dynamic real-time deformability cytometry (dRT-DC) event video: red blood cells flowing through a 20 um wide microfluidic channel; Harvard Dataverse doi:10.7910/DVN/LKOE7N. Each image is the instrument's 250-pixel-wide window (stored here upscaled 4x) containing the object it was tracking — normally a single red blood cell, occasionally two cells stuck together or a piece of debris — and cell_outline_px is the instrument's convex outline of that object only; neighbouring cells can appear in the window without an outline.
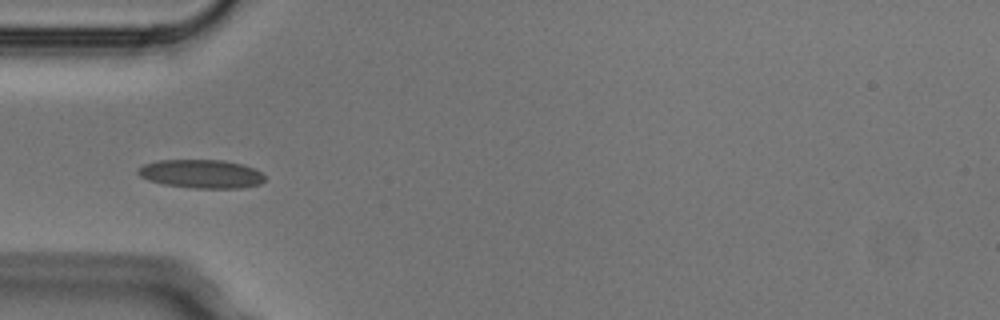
{"species": "Egyptian fruit bat (a non-hibernating species)", "species_latin": "Rousettus aegyptiacus", "temperature_condition": "cold", "stored_images_in_passage": 8, "camera_frame_rate_fps": 3000, "um_per_image_px": 0.085, "animal": {"sex": "male"}, "frame": {"image": 1, "passage_image": 3, "time_ms": 0.667, "image_size_px": [1000, 320], "cell_outline_px": [[264, 180], [260, 184], [240, 188], [192, 188], [164, 184], [148, 180], [140, 176], [136, 172], [136, 168], [144, 164], [156, 160], [224, 160], [240, 164], [252, 168], [260, 172], [264, 176]], "centroid_in_image_um": [17.05, 14.78], "position_along_channel_um": 67.9, "area_um2": 21.1}}
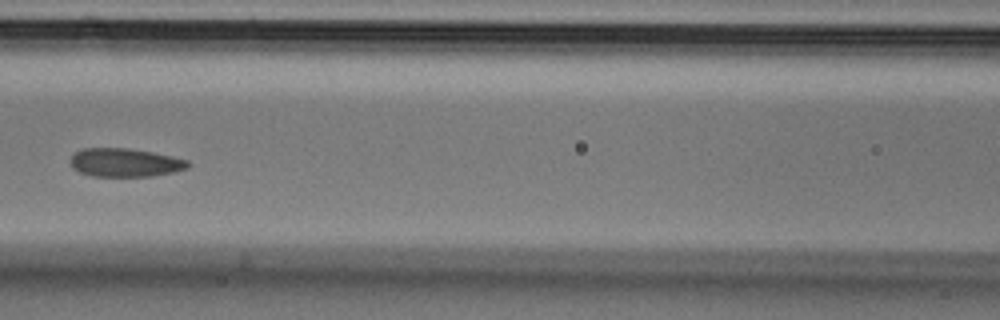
{"frame": {"image": 2, "passage_image": 5, "time_ms": 1.333, "image_size_px": [1000, 320], "cell_outline_px": [[192, 164], [188, 168], [172, 172], [152, 176], [92, 176], [80, 172], [72, 168], [68, 160], [80, 148], [128, 148], [152, 152], [172, 156], [188, 160]], "centroid_in_image_um": [10.61, 13.81], "position_along_channel_um": 156.0, "area_um2": 19.65}}
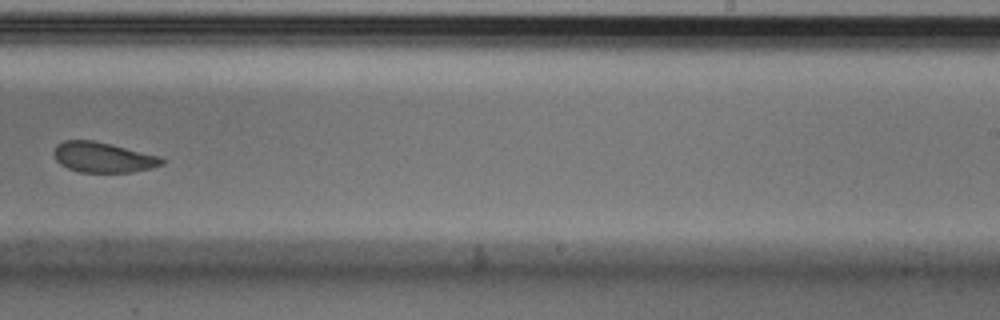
{"frame": {"image": 3, "passage_image": 8, "time_ms": 2.333, "image_size_px": [1000, 320], "cell_outline_px": [[164, 164], [152, 168], [128, 172], [80, 172], [68, 168], [60, 164], [56, 160], [52, 152], [56, 144], [64, 140], [92, 140], [160, 156], [164, 160]], "centroid_in_image_um": [8.72, 13.37], "position_along_channel_um": 280.3, "area_um2": 18.96}}